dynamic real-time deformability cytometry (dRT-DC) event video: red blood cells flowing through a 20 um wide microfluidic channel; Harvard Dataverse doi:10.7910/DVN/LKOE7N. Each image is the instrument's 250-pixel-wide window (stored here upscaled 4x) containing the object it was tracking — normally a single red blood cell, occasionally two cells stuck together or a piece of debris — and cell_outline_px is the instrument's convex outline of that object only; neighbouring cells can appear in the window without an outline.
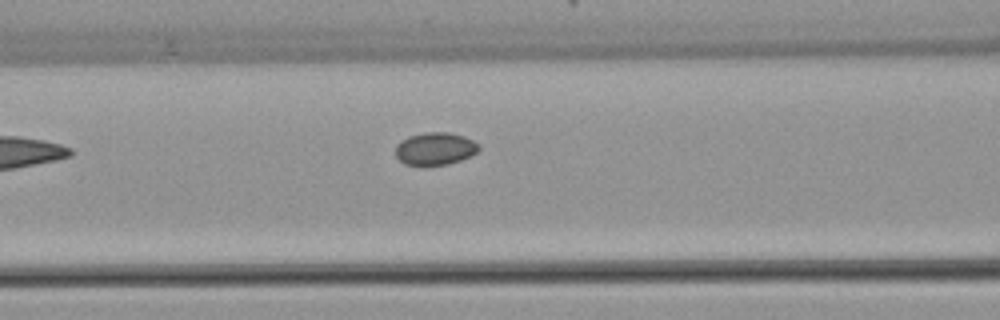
{"species": "common noctule bat (a hibernating species)", "species_latin": "Nyctalus noctula", "temperature_condition": "warm", "stored_images_in_passage": 6, "segment_of_instrument_passage": [1, 2], "camera_frame_rate_fps": 3000, "um_per_image_px": 0.085, "animal": {"sex": "female", "body_mass_g": 22.7, "forearm_length_mm": 54.2}, "frame": {"image": 1, "passage_image": 5, "time_ms": 6.667, "image_size_px": [1000, 320], "cell_outline_px": [[480, 148], [472, 156], [448, 164], [404, 164], [396, 156], [396, 144], [400, 140], [408, 136], [424, 132], [452, 132], [464, 136], [480, 144]], "centroid_in_image_um": [37.0, 12.61], "position_along_channel_um": 129.6, "area_um2": 15.84}}